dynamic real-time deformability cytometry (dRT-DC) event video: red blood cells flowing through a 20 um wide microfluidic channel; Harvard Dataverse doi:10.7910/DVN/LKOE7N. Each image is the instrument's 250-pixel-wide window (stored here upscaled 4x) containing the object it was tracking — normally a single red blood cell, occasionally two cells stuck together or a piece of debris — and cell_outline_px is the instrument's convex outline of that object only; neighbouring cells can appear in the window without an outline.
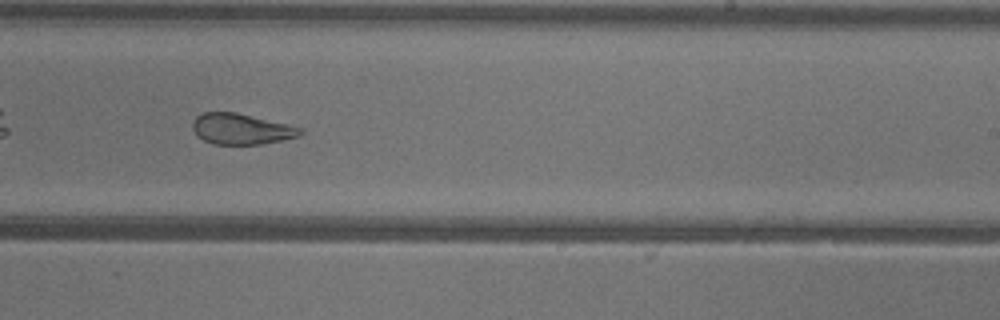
{"species": "common noctule bat (a hibernating species)", "species_latin": "Nyctalus noctula", "temperature_condition": "warm", "stored_images_in_passage": 36, "camera_frame_rate_fps": 3000, "um_per_image_px": 0.085, "animal": {"sex": "female"}, "frame": {"image": 1, "passage_image": 16, "time_ms": 5.0, "image_size_px": [1000, 320], "cell_outline_px": [[304, 132], [300, 136], [260, 144], [212, 144], [196, 136], [192, 128], [192, 120], [196, 116], [204, 112], [236, 112], [304, 128]], "centroid_in_image_um": [20.49, 10.96], "position_along_channel_um": 268.5, "area_um2": 19.42}}